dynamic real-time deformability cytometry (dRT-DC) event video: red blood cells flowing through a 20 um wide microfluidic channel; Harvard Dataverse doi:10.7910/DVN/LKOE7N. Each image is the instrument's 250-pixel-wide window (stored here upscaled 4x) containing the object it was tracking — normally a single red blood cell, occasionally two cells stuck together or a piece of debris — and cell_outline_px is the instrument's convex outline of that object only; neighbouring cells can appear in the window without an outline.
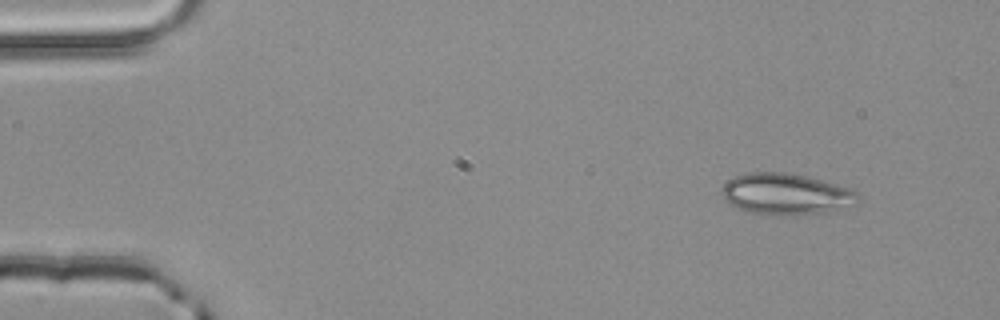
{"species": "common noctule bat (a hibernating species)", "species_latin": "Nyctalus noctula", "temperature_condition": "room temperature", "stored_images_in_passage": 3, "camera_frame_rate_fps": 3000, "um_per_image_px": 0.085, "animal": {"sex": "male", "body_mass_g": 20.4}, "frame": {"image": 1, "passage_image": 1, "time_ms": 0.0, "image_size_px": [1000, 320], "cell_outline_px": [[856, 196], [836, 208], [824, 212], [792, 216], [748, 212], [728, 204], [724, 200], [720, 192], [724, 184], [732, 176], [748, 172], [792, 172], [808, 176], [836, 184], [848, 188], [856, 192]], "centroid_in_image_um": [66.61, 16.46], "position_along_channel_um": 18.4, "area_um2": 32.19}}